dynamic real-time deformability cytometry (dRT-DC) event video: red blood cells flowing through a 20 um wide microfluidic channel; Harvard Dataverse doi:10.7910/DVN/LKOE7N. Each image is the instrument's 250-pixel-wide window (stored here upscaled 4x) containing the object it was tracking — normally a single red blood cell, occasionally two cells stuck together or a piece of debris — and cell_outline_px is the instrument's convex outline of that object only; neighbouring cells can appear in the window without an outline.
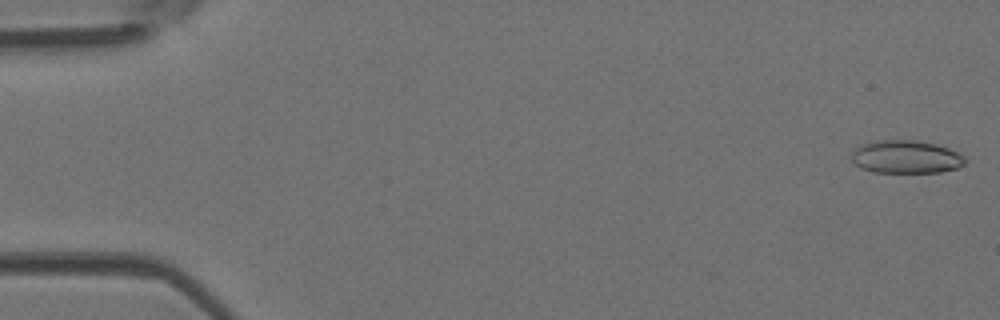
{"species": "Egyptian fruit bat (a non-hibernating species)", "species_latin": "Rousettus aegyptiacus", "temperature_condition": "room temperature", "stored_images_in_passage": 4, "camera_frame_rate_fps": 3000, "um_per_image_px": 0.085, "animal": {"sex": "female"}, "frame": {"image": 1, "passage_image": 1, "time_ms": 0.0, "image_size_px": [1000, 320], "cell_outline_px": [[968, 160], [960, 168], [940, 172], [872, 172], [860, 168], [852, 160], [852, 152], [856, 148], [872, 140], [920, 140], [936, 144], [960, 152]], "centroid_in_image_um": [77.06, 13.33], "position_along_channel_um": 7.9, "area_um2": 22.14}}
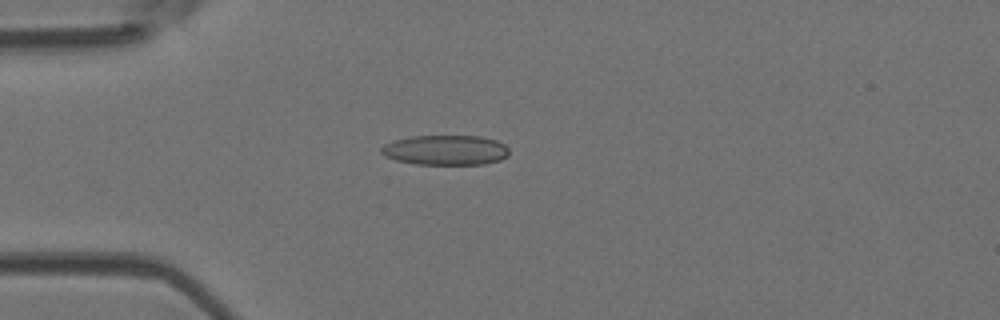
{"frame": {"image": 2, "passage_image": 4, "time_ms": 1.0, "image_size_px": [1000, 320], "cell_outline_px": [[508, 156], [500, 160], [484, 164], [416, 164], [396, 160], [384, 156], [380, 152], [380, 148], [384, 144], [392, 140], [412, 136], [480, 136], [496, 140], [504, 144], [508, 148]], "centroid_in_image_um": [37.85, 12.75], "position_along_channel_um": 47.2, "area_um2": 22.43}}